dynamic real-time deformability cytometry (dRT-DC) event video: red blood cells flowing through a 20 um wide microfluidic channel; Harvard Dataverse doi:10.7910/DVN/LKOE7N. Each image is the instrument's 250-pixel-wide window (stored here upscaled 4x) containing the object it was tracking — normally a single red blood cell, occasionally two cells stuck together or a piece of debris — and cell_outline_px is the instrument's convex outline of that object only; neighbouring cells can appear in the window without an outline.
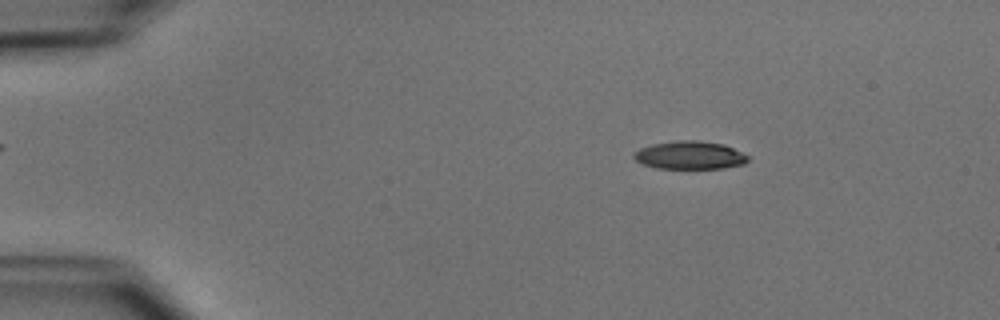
{"species": "common noctule bat (a hibernating species)", "species_latin": "Nyctalus noctula", "temperature_condition": "cold", "stored_images_in_passage": 51, "camera_frame_rate_fps": 3000, "um_per_image_px": 0.085, "animal": {"sex": "male", "body_mass_g": 15.6}, "frame": {"image": 1, "passage_image": 8, "time_ms": 2.333, "image_size_px": [1000, 320], "cell_outline_px": [[748, 160], [744, 164], [724, 168], [656, 168], [644, 164], [636, 160], [632, 156], [640, 148], [652, 144], [680, 140], [696, 140], [724, 144], [748, 156]], "centroid_in_image_um": [58.63, 13.19], "position_along_channel_um": 26.4, "area_um2": 18.44}}
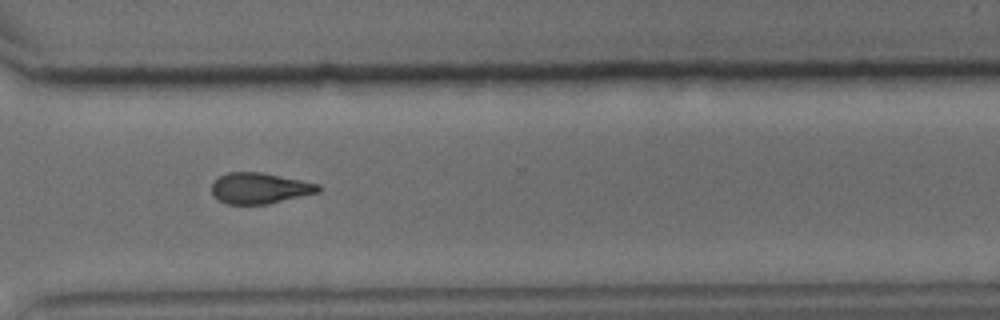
{"frame": {"image": 2, "passage_image": 38, "time_ms": 12.333, "image_size_px": [1000, 320], "cell_outline_px": [[320, 192], [268, 204], [224, 204], [212, 196], [212, 184], [220, 176], [228, 172], [264, 172], [320, 184]], "centroid_in_image_um": [22.07, 16.0], "position_along_channel_um": 348.5, "area_um2": 19.36}}
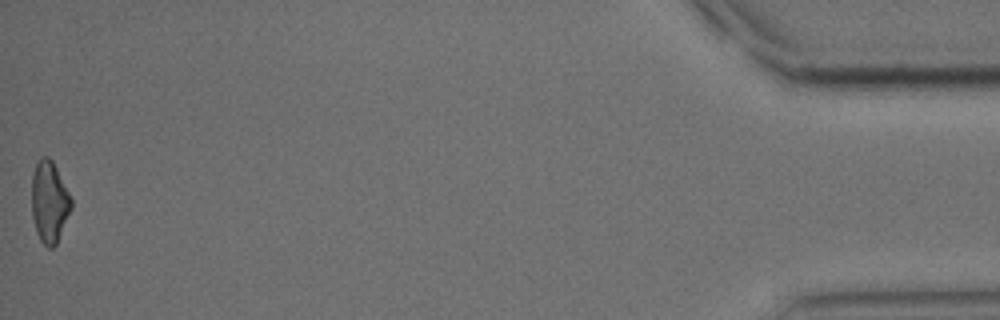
{"frame": {"image": 3, "passage_image": 51, "time_ms": 16.667, "image_size_px": [1000, 320], "cell_outline_px": [[72, 208], [56, 244], [52, 248], [48, 248], [40, 240], [36, 232], [32, 216], [32, 172], [36, 164], [44, 156], [48, 156], [52, 160], [72, 200]], "centroid_in_image_um": [4.19, 17.18], "position_along_channel_um": 431.0, "area_um2": 18.61}, "authors_computed_cell_mechanics": {"area_um2": 19.4786, "velocity_mm_per_s": 3.9455, "shape_relaxation_time_tau1_ms": 6.1517, "shape_relaxation_time_tau2_ms": null, "deformation_change_tau1": 0.1584, "deformation_change_tau2": null}}